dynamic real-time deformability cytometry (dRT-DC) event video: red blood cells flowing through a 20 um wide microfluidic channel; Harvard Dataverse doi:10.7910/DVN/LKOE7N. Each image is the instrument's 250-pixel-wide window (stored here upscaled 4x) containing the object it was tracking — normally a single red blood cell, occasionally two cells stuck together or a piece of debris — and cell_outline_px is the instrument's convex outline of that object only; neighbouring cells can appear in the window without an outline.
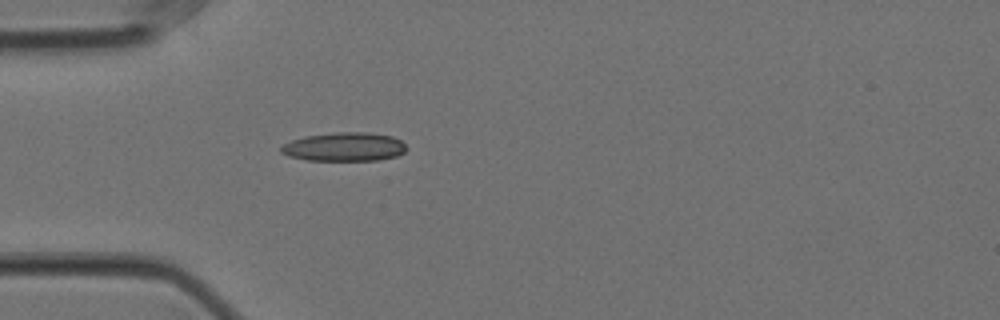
{"species": "Egyptian fruit bat (a non-hibernating species)", "species_latin": "Rousettus aegyptiacus", "temperature_condition": "cold", "stored_images_in_passage": 41, "camera_frame_rate_fps": 3000, "um_per_image_px": 0.085, "animal": {"sex": "female"}, "frame": {"image": 1, "passage_image": 1, "time_ms": 0.0, "image_size_px": [1000, 320], "cell_outline_px": [[408, 148], [404, 152], [396, 156], [376, 160], [308, 160], [288, 156], [280, 152], [280, 148], [284, 144], [292, 140], [304, 136], [336, 132], [368, 132], [392, 136], [400, 140]], "centroid_in_image_um": [29.26, 12.47], "position_along_channel_um": 55.7, "area_um2": 20.98}}
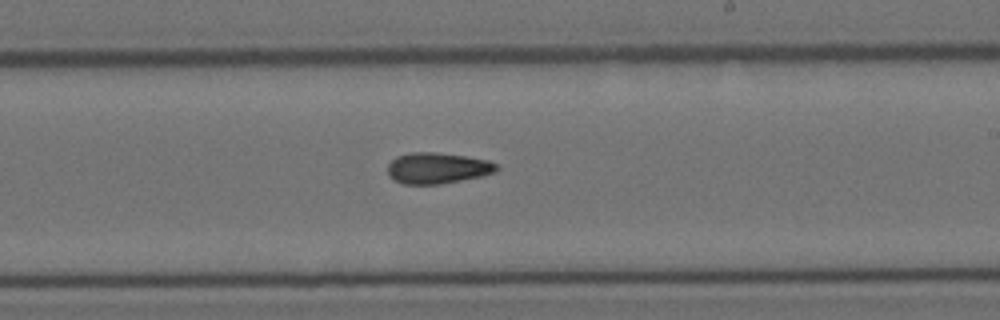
{"frame": {"image": 2, "passage_image": 18, "time_ms": 5.667, "image_size_px": [1000, 320], "cell_outline_px": [[500, 168], [496, 172], [484, 176], [440, 184], [404, 184], [392, 180], [388, 176], [388, 164], [396, 156], [412, 152], [432, 152], [464, 156], [488, 160], [496, 164]], "centroid_in_image_um": [37.18, 14.3], "position_along_channel_um": 251.8, "area_um2": 19.83}}
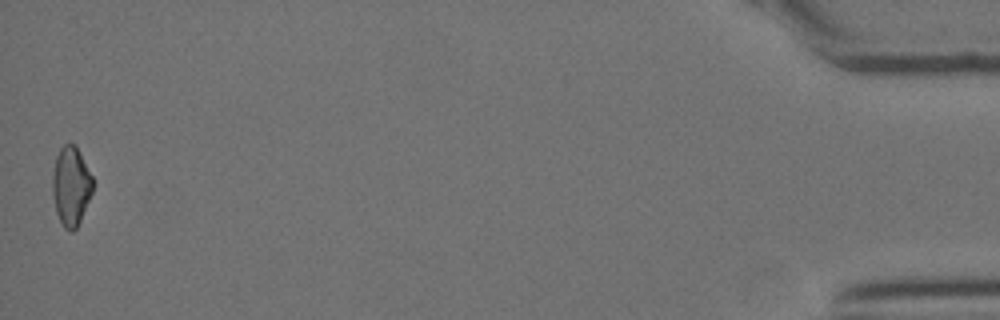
{"frame": {"image": 3, "passage_image": 41, "time_ms": 13.333, "image_size_px": [1000, 320], "cell_outline_px": [[92, 192], [80, 220], [76, 228], [72, 232], [64, 228], [56, 212], [52, 192], [52, 176], [56, 156], [60, 148], [64, 144], [76, 144], [92, 176]], "centroid_in_image_um": [6.02, 15.79], "position_along_channel_um": 429.2, "area_um2": 18.44}, "authors_computed_cell_mechanics": {"area_um2": 19.3052, "velocity_mm_per_s": 3.5582, "shape_relaxation_time_tau1_ms": 7.6385, "shape_relaxation_time_tau2_ms": 9.2463, "deformation_change_tau1": 0.1937, "deformation_change_tau2": 0.1805}}